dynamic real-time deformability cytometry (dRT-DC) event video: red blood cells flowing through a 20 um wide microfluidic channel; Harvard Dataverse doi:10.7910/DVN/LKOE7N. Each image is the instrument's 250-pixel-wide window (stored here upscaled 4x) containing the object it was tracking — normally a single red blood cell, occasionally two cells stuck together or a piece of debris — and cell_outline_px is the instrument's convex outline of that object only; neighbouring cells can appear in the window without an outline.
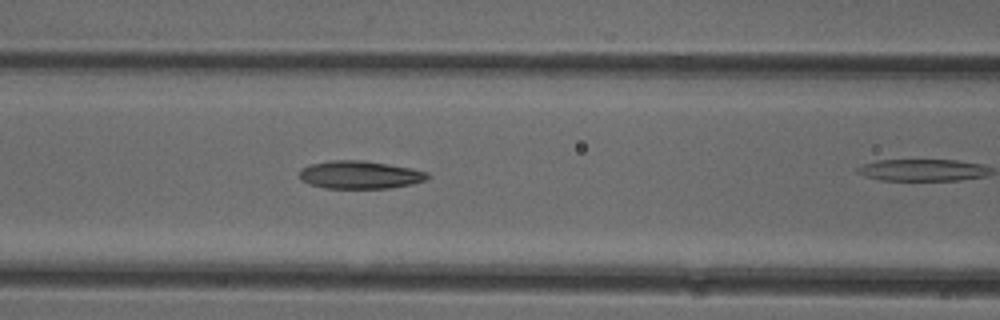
{"species": "common noctule bat (a hibernating species)", "species_latin": "Nyctalus noctula", "temperature_condition": "cold", "stored_images_in_passage": 13, "camera_frame_rate_fps": 3000, "um_per_image_px": 0.085, "animal": {"sex": "female"}, "frame": {"image": 1, "passage_image": 6, "time_ms": 1.667, "image_size_px": [1000, 320], "cell_outline_px": [[432, 176], [424, 180], [412, 184], [388, 188], [324, 188], [308, 184], [300, 180], [296, 176], [300, 168], [312, 164], [332, 160], [364, 160], [412, 168], [428, 172]], "centroid_in_image_um": [30.55, 14.86], "position_along_channel_um": 136.1, "area_um2": 21.1}}
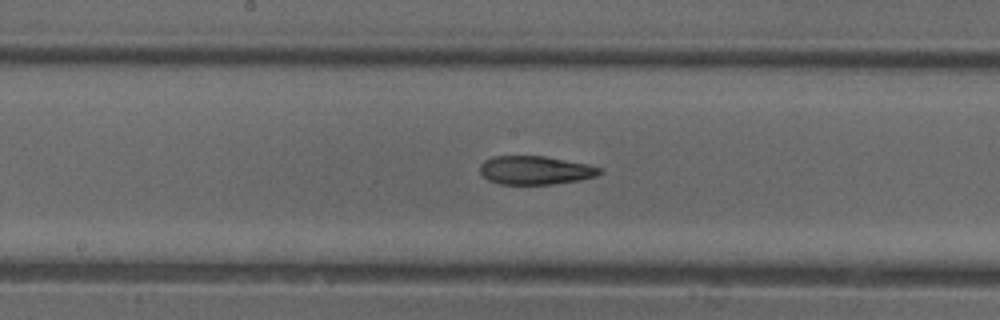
{"frame": {"image": 2, "passage_image": 11, "time_ms": 3.333, "image_size_px": [1000, 320], "cell_outline_px": [[604, 172], [596, 176], [580, 180], [552, 184], [500, 184], [488, 180], [480, 172], [480, 164], [484, 160], [492, 156], [544, 156], [588, 164], [600, 168]], "centroid_in_image_um": [45.5, 14.47], "position_along_channel_um": 202.7, "area_um2": 19.94}}